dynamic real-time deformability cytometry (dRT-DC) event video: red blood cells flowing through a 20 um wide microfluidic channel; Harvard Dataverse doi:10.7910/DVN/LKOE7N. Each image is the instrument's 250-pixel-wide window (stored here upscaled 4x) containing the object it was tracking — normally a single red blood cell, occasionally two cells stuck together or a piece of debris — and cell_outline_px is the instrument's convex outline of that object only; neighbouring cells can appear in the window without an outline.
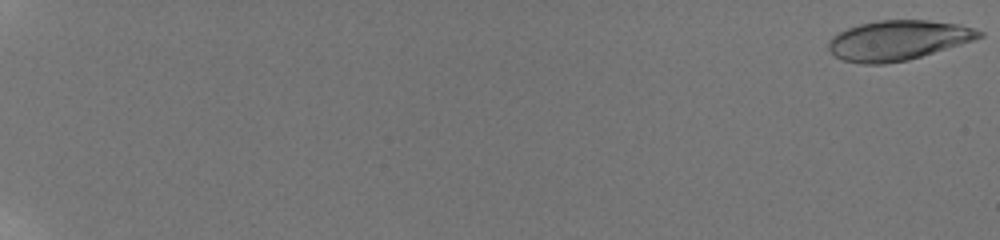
{"species": "human", "species_latin": "Homo sapiens", "temperature_condition": "room temperature", "stored_images_in_passage": 51, "camera_frame_rate_fps": 3000, "um_per_image_px": 0.085, "donor": {"sex": "male"}, "frame": {"image": 1, "passage_image": 1, "time_ms": 0.0, "image_size_px": [1000, 240], "cell_outline_px": [[984, 36], [972, 40], [908, 60], [884, 64], [864, 64], [844, 60], [836, 56], [828, 48], [828, 40], [832, 36], [848, 28], [860, 24], [880, 20], [928, 20], [956, 24], [972, 28], [984, 32]], "centroid_in_image_um": [76.3, 3.42], "position_along_channel_um": 8.7, "area_um2": 34.51}}
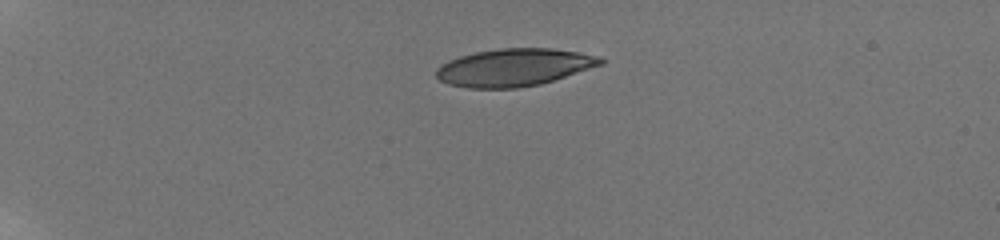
{"frame": {"image": 2, "passage_image": 25, "time_ms": 5.667, "image_size_px": [1000, 240], "cell_outline_px": [[604, 64], [540, 84], [516, 88], [468, 88], [448, 84], [440, 80], [436, 76], [436, 68], [448, 60], [460, 56], [476, 52], [500, 48], [552, 48], [580, 52], [600, 56], [604, 60]], "centroid_in_image_um": [43.7, 5.72], "position_along_channel_um": 41.3, "area_um2": 35.95}}
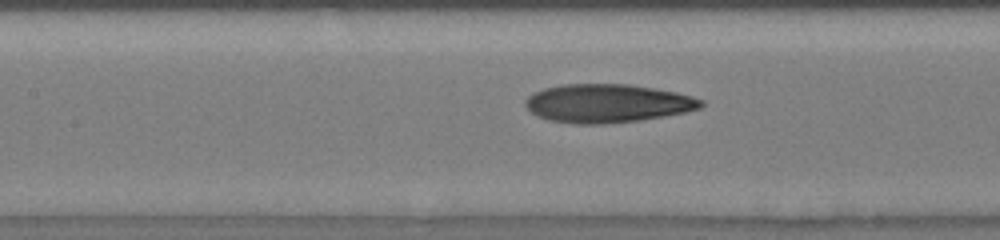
{"frame": {"image": 3, "passage_image": 46, "time_ms": 10.667, "image_size_px": [1000, 240], "cell_outline_px": [[704, 104], [700, 108], [684, 112], [664, 116], [640, 120], [600, 124], [576, 124], [548, 120], [536, 116], [524, 104], [524, 100], [532, 92], [544, 88], [560, 84], [628, 84], [656, 88], [676, 92], [692, 96], [704, 100]], "centroid_in_image_um": [51.6, 8.77], "position_along_channel_um": 155.8, "area_um2": 39.59}}